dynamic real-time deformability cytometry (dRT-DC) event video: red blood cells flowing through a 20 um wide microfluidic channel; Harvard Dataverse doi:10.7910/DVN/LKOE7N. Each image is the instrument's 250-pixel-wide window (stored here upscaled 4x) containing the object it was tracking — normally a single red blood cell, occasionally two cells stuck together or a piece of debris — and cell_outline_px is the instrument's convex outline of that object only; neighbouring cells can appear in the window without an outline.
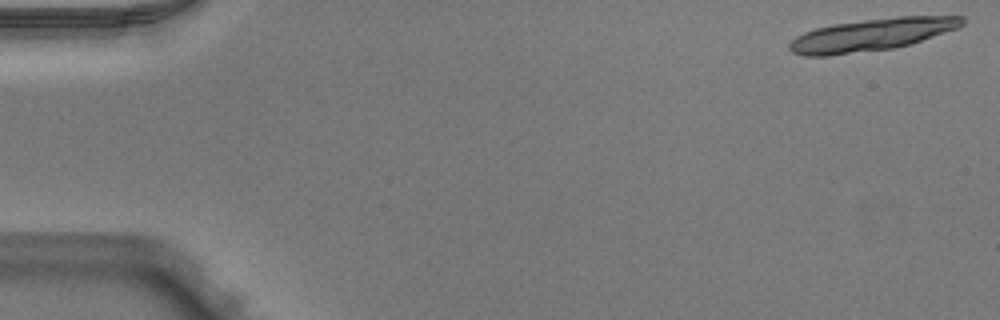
{"species": "Egyptian fruit bat (a non-hibernating species)", "species_latin": "Rousettus aegyptiacus", "temperature_condition": "warm", "stored_images_in_passage": 17, "camera_frame_rate_fps": 3000, "um_per_image_px": 0.085, "animal": {"sex": "male"}, "frame": {"image": 1, "passage_image": 1, "time_ms": 0.0, "image_size_px": [1000, 320], "cell_outline_px": [[964, 24], [960, 28], [908, 44], [892, 48], [828, 56], [804, 56], [792, 52], [788, 48], [788, 44], [796, 36], [804, 32], [816, 28], [832, 24], [896, 16], [964, 16]], "centroid_in_image_um": [74.08, 2.95], "position_along_channel_um": 10.9, "area_um2": 32.48}}